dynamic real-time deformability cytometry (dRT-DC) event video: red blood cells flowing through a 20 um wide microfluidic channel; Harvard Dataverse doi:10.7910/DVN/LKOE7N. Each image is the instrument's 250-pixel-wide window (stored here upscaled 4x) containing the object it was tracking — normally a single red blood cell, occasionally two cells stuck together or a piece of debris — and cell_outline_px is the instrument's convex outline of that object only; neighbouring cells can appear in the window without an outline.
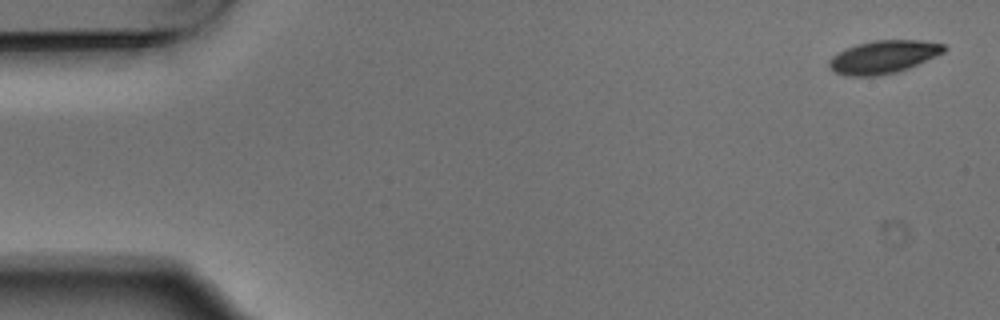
{"species": "Egyptian fruit bat (a non-hibernating species)", "species_latin": "Rousettus aegyptiacus", "temperature_condition": "warm", "stored_images_in_passage": 5, "camera_frame_rate_fps": 3000, "um_per_image_px": 0.085, "animal": {"sex": "male"}, "frame": {"image": 1, "passage_image": 1, "time_ms": 0.0, "image_size_px": [1000, 320], "cell_outline_px": [[948, 48], [944, 52], [936, 56], [908, 68], [896, 72], [876, 76], [848, 76], [836, 72], [828, 68], [828, 60], [832, 56], [844, 48], [856, 44], [872, 40], [920, 40], [944, 44]], "centroid_in_image_um": [75.06, 4.83], "position_along_channel_um": 9.9, "area_um2": 22.2}}
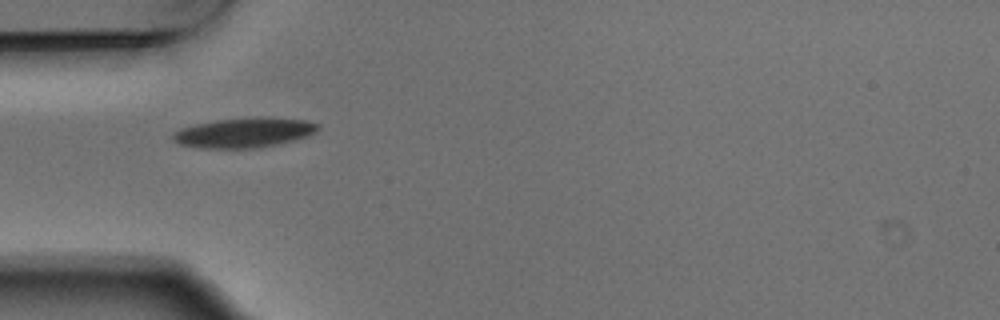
{"frame": {"image": 2, "passage_image": 4, "time_ms": 1.0, "image_size_px": [1000, 320], "cell_outline_px": [[320, 128], [316, 132], [308, 136], [260, 148], [200, 148], [180, 144], [172, 140], [172, 136], [180, 128], [196, 124], [216, 120], [260, 116], [264, 116], [304, 120], [320, 124]], "centroid_in_image_um": [20.78, 11.26], "position_along_channel_um": 64.2, "area_um2": 25.32}}
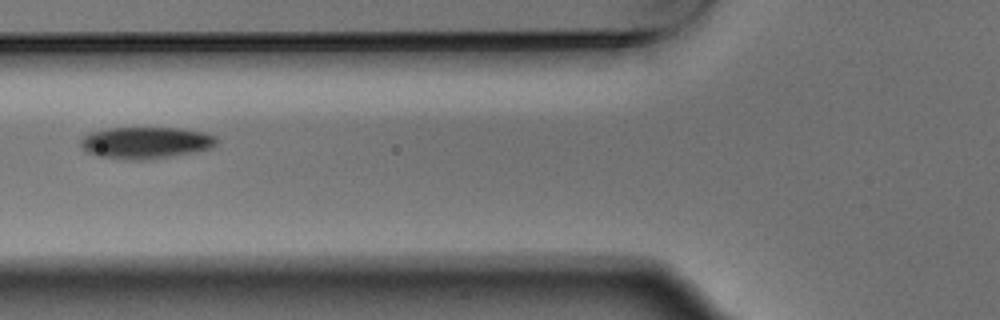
{"frame": {"image": 3, "passage_image": 5, "time_ms": 1.333, "image_size_px": [1000, 320], "cell_outline_px": [[220, 140], [212, 148], [196, 152], [172, 156], [140, 160], [132, 160], [100, 156], [88, 152], [80, 144], [80, 140], [88, 132], [108, 128], [180, 128], [204, 132], [216, 136]], "centroid_in_image_um": [12.44, 12.12], "position_along_channel_um": 113.4, "area_um2": 25.2}}